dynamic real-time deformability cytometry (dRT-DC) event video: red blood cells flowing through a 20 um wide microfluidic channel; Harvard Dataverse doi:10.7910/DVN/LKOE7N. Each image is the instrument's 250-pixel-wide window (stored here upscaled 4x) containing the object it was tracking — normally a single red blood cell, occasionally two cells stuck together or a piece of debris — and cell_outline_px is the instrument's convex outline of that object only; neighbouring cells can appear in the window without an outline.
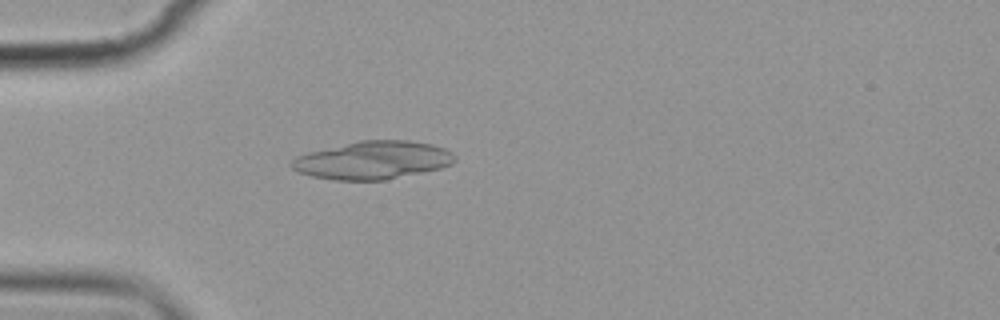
{"species": "common noctule bat (a hibernating species)", "species_latin": "Nyctalus noctula", "temperature_condition": "cold", "stored_images_in_passage": 5, "camera_frame_rate_fps": 3000, "um_per_image_px": 0.085, "animal": {"sex": "female", "body_mass_g": 19.9}, "frame": {"image": 1, "passage_image": 5, "time_ms": 4.667, "image_size_px": [1000, 320], "cell_outline_px": [[456, 160], [452, 164], [440, 168], [384, 180], [332, 180], [312, 176], [300, 172], [292, 168], [292, 160], [296, 156], [308, 152], [360, 140], [408, 140], [432, 144], [444, 148], [452, 152], [456, 156]], "centroid_in_image_um": [31.71, 13.61], "position_along_channel_um": 53.3, "area_um2": 36.01}}